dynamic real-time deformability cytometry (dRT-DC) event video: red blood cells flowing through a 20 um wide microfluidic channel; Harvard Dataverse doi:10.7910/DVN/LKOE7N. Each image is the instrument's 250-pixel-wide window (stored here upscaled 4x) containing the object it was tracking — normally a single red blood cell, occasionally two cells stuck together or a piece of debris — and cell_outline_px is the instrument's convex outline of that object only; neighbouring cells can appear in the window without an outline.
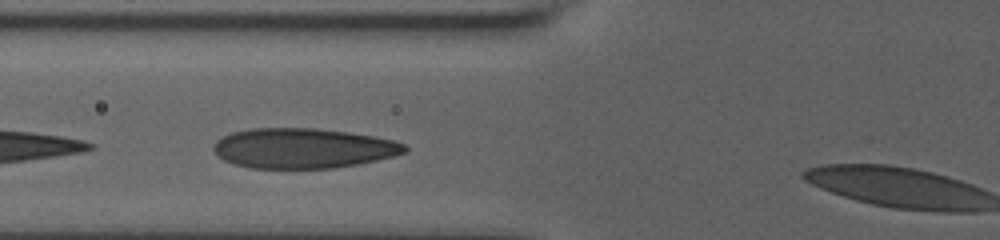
{"species": "human", "species_latin": "Homo sapiens", "temperature_condition": "room temperature", "stored_images_in_passage": 19, "camera_frame_rate_fps": 3000, "um_per_image_px": 0.085, "donor": {"sex": "male"}, "frame": {"image": 1, "passage_image": 5, "time_ms": 1.0, "image_size_px": [1000, 240], "cell_outline_px": [[408, 148], [404, 152], [392, 156], [360, 164], [332, 168], [252, 168], [236, 164], [224, 160], [212, 148], [212, 144], [216, 140], [232, 132], [252, 128], [316, 128], [348, 132], [372, 136], [392, 140], [404, 144]], "centroid_in_image_um": [25.74, 12.6], "position_along_channel_um": 100.1, "area_um2": 44.39}}
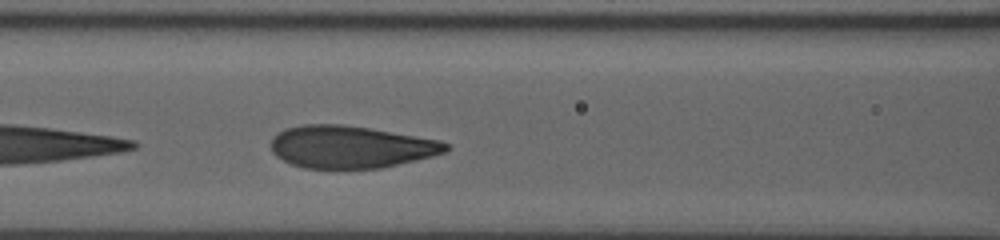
{"frame": {"image": 2, "passage_image": 11, "time_ms": 2.0, "image_size_px": [1000, 240], "cell_outline_px": [[448, 152], [416, 160], [380, 168], [304, 168], [292, 164], [276, 156], [272, 152], [272, 136], [288, 128], [304, 124], [344, 124], [440, 140], [448, 144]], "centroid_in_image_um": [29.81, 12.48], "position_along_channel_um": 136.8, "area_um2": 42.89}}
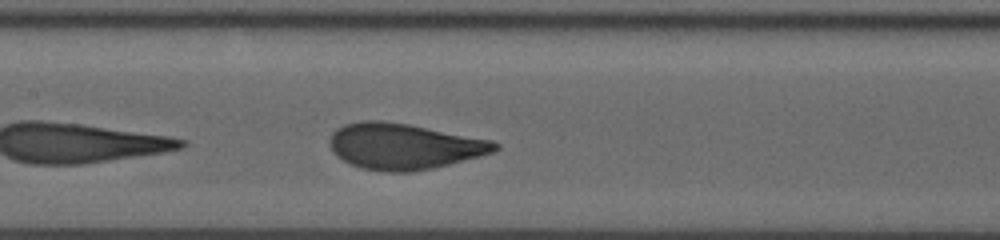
{"frame": {"image": 3, "passage_image": 17, "time_ms": 3.0, "image_size_px": [1000, 240], "cell_outline_px": [[500, 148], [492, 152], [480, 156], [432, 168], [408, 172], [380, 172], [360, 168], [348, 164], [336, 156], [332, 152], [328, 144], [328, 140], [332, 132], [336, 128], [344, 124], [360, 120], [384, 120], [408, 124], [492, 140], [500, 144]], "centroid_in_image_um": [34.26, 12.43], "position_along_channel_um": 173.1, "area_um2": 44.68}}